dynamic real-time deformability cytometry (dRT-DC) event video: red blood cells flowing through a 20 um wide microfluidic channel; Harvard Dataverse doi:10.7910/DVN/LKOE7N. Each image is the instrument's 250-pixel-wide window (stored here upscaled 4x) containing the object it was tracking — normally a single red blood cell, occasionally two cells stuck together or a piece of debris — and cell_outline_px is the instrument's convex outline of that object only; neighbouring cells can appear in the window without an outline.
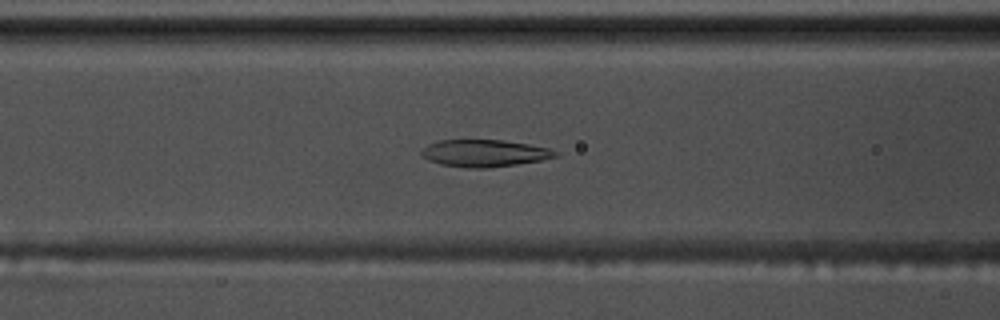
{"species": "common noctule bat (a hibernating species)", "species_latin": "Nyctalus noctula", "temperature_condition": "warm", "stored_images_in_passage": 51, "camera_frame_rate_fps": 3000, "um_per_image_px": 0.085, "animal": {"sex": "male", "body_mass_g": 17.5, "forearm_length_mm": 52.3}, "frame": {"image": 1, "passage_image": 17, "time_ms": 5.333, "image_size_px": [1000, 320], "cell_outline_px": [[560, 152], [556, 156], [540, 160], [516, 164], [488, 168], [468, 168], [440, 164], [428, 160], [420, 152], [428, 144], [440, 140], [500, 140], [528, 144], [548, 148]], "centroid_in_image_um": [41.16, 13.02], "position_along_channel_um": 125.4, "area_um2": 20.92}}
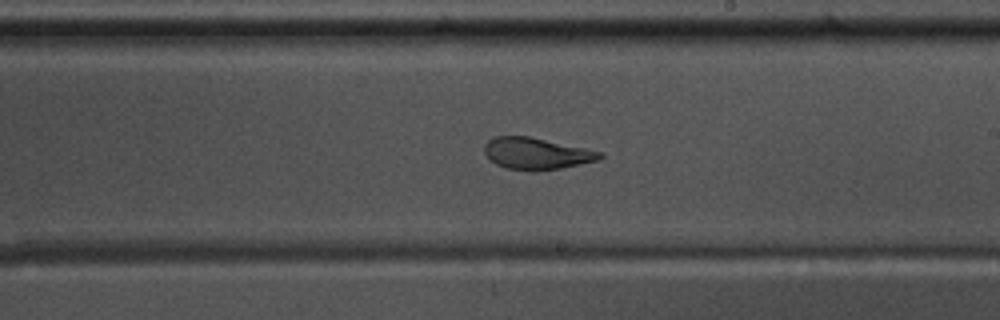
{"frame": {"image": 2, "passage_image": 27, "time_ms": 8.667, "image_size_px": [1000, 320], "cell_outline_px": [[604, 156], [600, 160], [560, 168], [536, 172], [528, 172], [508, 168], [496, 164], [484, 152], [484, 144], [488, 140], [496, 136], [528, 136], [604, 152]], "centroid_in_image_um": [45.62, 13.06], "position_along_channel_um": 243.4, "area_um2": 21.44}}
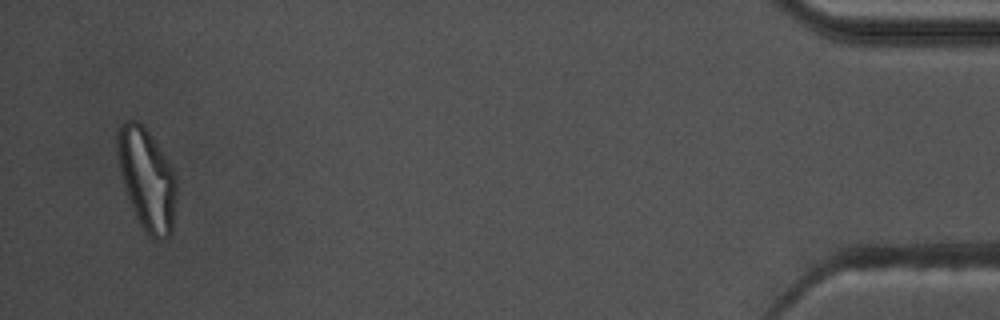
{"frame": {"image": 3, "passage_image": 49, "time_ms": 16.0, "image_size_px": [1000, 320], "cell_outline_px": [[176, 200], [172, 232], [164, 240], [156, 240], [148, 236], [144, 232], [132, 208], [124, 184], [116, 152], [116, 132], [120, 124], [124, 120], [136, 120], [148, 132], [168, 160], [176, 176]], "centroid_in_image_um": [12.48, 15.24], "position_along_channel_um": 422.7, "area_um2": 35.03}, "authors_computed_cell_mechanics": {"area_um2": 23.0622, "velocity_mm_per_s": 3.5539, "shape_relaxation_time_tau1_ms": 7.963, "shape_relaxation_time_tau2_ms": 1.692, "deformation_change_tau1": 0.2592, "deformation_change_tau2": 0.0882}}